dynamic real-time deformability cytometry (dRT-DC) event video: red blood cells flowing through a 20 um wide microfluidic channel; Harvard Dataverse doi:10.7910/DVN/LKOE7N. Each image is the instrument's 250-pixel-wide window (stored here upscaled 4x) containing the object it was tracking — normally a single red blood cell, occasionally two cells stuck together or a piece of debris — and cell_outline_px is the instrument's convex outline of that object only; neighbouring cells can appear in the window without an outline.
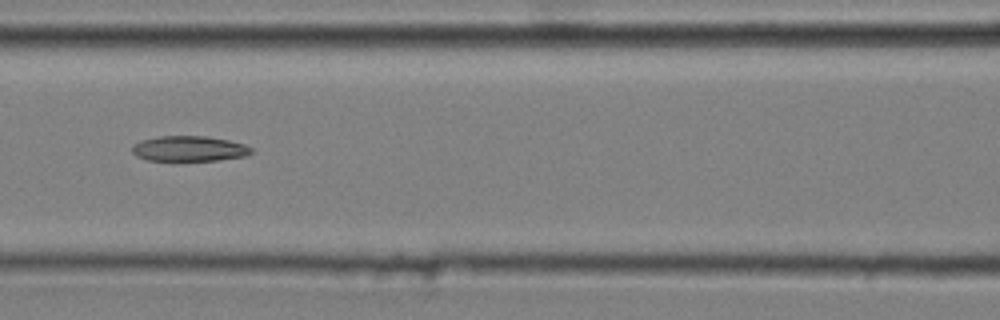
{"species": "common noctule bat (a hibernating species)", "species_latin": "Nyctalus noctula", "temperature_condition": "cold", "stored_images_in_passage": 6, "camera_frame_rate_fps": 3000, "um_per_image_px": 0.085, "animal": {"sex": "male", "body_mass_g": 20.4}, "frame": {"image": 1, "passage_image": 3, "time_ms": 0.667, "image_size_px": [1000, 320], "cell_outline_px": [[252, 152], [244, 156], [216, 160], [176, 164], [148, 160], [136, 156], [132, 152], [132, 148], [140, 140], [160, 136], [208, 136], [228, 140], [244, 144], [252, 148]], "centroid_in_image_um": [16.03, 12.68], "position_along_channel_um": 150.6, "area_um2": 18.38}}
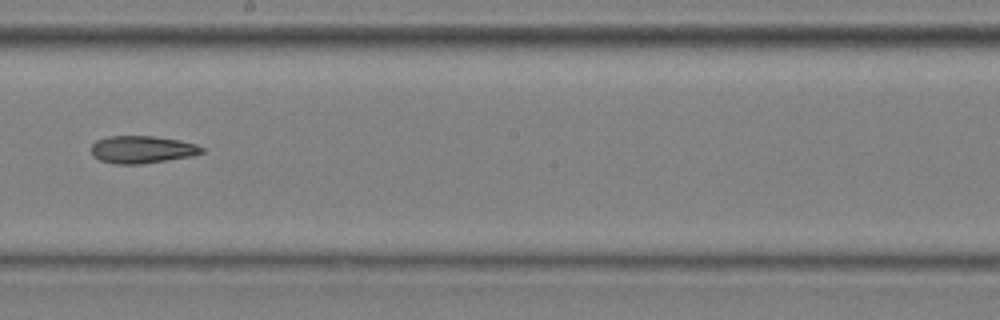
{"frame": {"image": 2, "passage_image": 5, "time_ms": 1.333, "image_size_px": [1000, 320], "cell_outline_px": [[204, 152], [192, 156], [140, 164], [112, 164], [100, 160], [92, 156], [92, 144], [96, 140], [108, 136], [152, 136], [180, 140], [196, 144], [204, 148]], "centroid_in_image_um": [12.06, 12.71], "position_along_channel_um": 236.1, "area_um2": 17.74}}
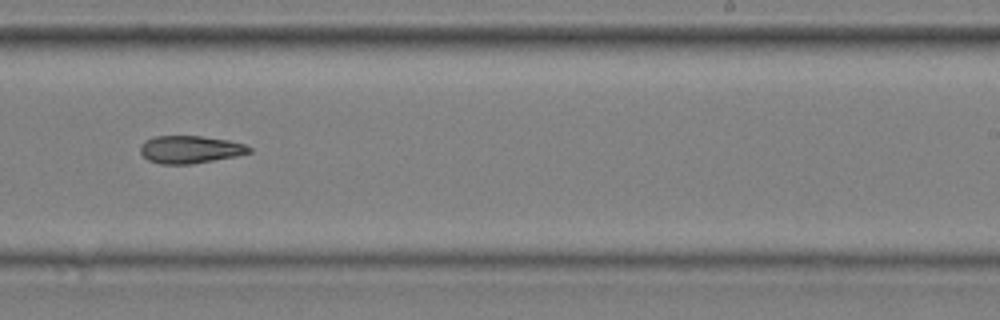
{"frame": {"image": 3, "passage_image": 6, "time_ms": 1.667, "image_size_px": [1000, 320], "cell_outline_px": [[252, 152], [236, 156], [192, 164], [160, 164], [148, 160], [140, 152], [140, 144], [144, 140], [156, 136], [200, 136], [228, 140], [244, 144], [252, 148]], "centroid_in_image_um": [16.15, 12.7], "position_along_channel_um": 272.9, "area_um2": 17.57}}